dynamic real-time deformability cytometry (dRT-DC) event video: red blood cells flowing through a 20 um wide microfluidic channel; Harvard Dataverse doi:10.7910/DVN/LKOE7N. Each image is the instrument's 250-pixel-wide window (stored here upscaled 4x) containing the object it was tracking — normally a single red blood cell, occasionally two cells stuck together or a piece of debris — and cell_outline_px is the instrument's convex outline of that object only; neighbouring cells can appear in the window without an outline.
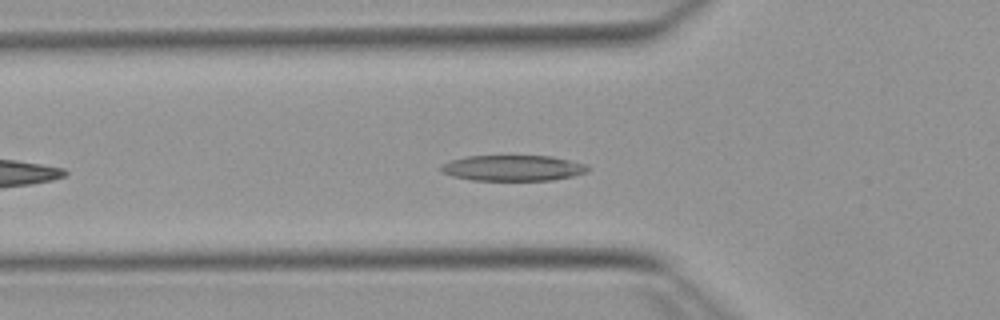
{"species": "Egyptian fruit bat (a non-hibernating species)", "species_latin": "Rousettus aegyptiacus", "temperature_condition": "warm", "stored_images_in_passage": 18, "camera_frame_rate_fps": 3000, "um_per_image_px": 0.085, "animal": {"sex": "female"}, "frame": {"image": 1, "passage_image": 7, "time_ms": 2.0, "image_size_px": [1000, 320], "cell_outline_px": [[588, 172], [572, 176], [552, 180], [472, 180], [452, 176], [440, 172], [440, 164], [452, 160], [468, 156], [552, 156], [584, 164], [588, 168]], "centroid_in_image_um": [43.55, 14.28], "position_along_channel_um": 82.3, "area_um2": 21.91}}
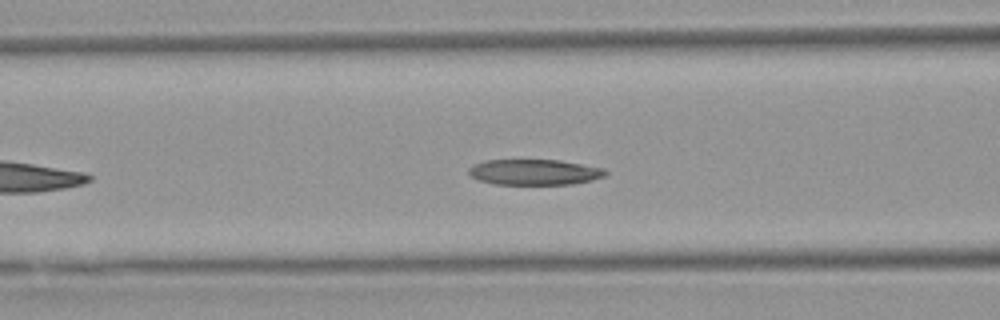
{"frame": {"image": 2, "passage_image": 10, "time_ms": 3.0, "image_size_px": [1000, 320], "cell_outline_px": [[608, 172], [604, 176], [592, 180], [572, 184], [496, 184], [476, 180], [468, 172], [468, 168], [472, 164], [484, 160], [560, 160], [604, 168]], "centroid_in_image_um": [45.4, 14.62], "position_along_channel_um": 121.2, "area_um2": 20.52}}
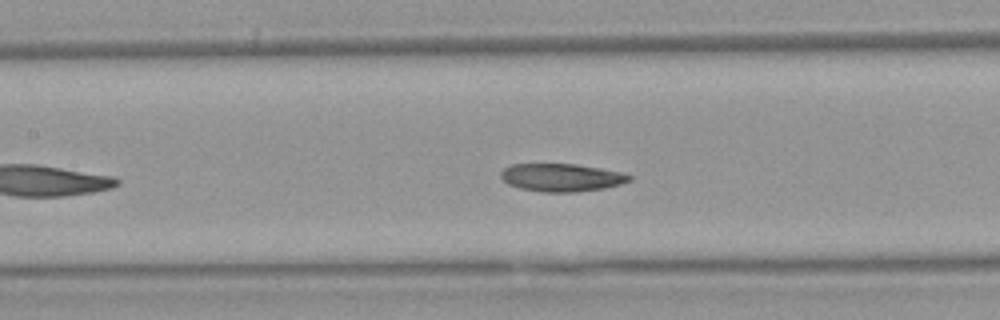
{"frame": {"image": 3, "passage_image": 13, "time_ms": 4.0, "image_size_px": [1000, 320], "cell_outline_px": [[632, 180], [620, 184], [604, 188], [576, 192], [544, 192], [520, 188], [508, 184], [500, 176], [500, 172], [504, 168], [512, 164], [576, 164], [600, 168], [620, 172], [632, 176]], "centroid_in_image_um": [47.72, 15.09], "position_along_channel_um": 159.7, "area_um2": 20.81}}